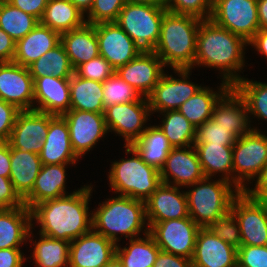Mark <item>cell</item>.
Here are the masks:
<instances>
[{
  "label": "cell",
  "mask_w": 267,
  "mask_h": 267,
  "mask_svg": "<svg viewBox=\"0 0 267 267\" xmlns=\"http://www.w3.org/2000/svg\"><path fill=\"white\" fill-rule=\"evenodd\" d=\"M92 188L84 185L71 194L34 205L30 209L31 219L39 224V233L71 242L89 232L92 213L89 214L88 202Z\"/></svg>",
  "instance_id": "obj_1"
},
{
  "label": "cell",
  "mask_w": 267,
  "mask_h": 267,
  "mask_svg": "<svg viewBox=\"0 0 267 267\" xmlns=\"http://www.w3.org/2000/svg\"><path fill=\"white\" fill-rule=\"evenodd\" d=\"M246 44L244 38L216 25L211 19L202 20L197 32L194 66L217 68L223 73V81L234 86L243 78L237 71L245 65Z\"/></svg>",
  "instance_id": "obj_2"
},
{
  "label": "cell",
  "mask_w": 267,
  "mask_h": 267,
  "mask_svg": "<svg viewBox=\"0 0 267 267\" xmlns=\"http://www.w3.org/2000/svg\"><path fill=\"white\" fill-rule=\"evenodd\" d=\"M201 21L191 15L169 11L164 13L160 38L153 50L164 66L170 65L173 70L194 68L197 32Z\"/></svg>",
  "instance_id": "obj_3"
},
{
  "label": "cell",
  "mask_w": 267,
  "mask_h": 267,
  "mask_svg": "<svg viewBox=\"0 0 267 267\" xmlns=\"http://www.w3.org/2000/svg\"><path fill=\"white\" fill-rule=\"evenodd\" d=\"M145 202L128 196L107 199L96 211H92V229L110 239L116 245L118 234L133 239L148 227Z\"/></svg>",
  "instance_id": "obj_4"
},
{
  "label": "cell",
  "mask_w": 267,
  "mask_h": 267,
  "mask_svg": "<svg viewBox=\"0 0 267 267\" xmlns=\"http://www.w3.org/2000/svg\"><path fill=\"white\" fill-rule=\"evenodd\" d=\"M124 148L133 157L113 162L108 175L110 187L119 195L145 202L162 183L160 171L146 164L133 146Z\"/></svg>",
  "instance_id": "obj_5"
},
{
  "label": "cell",
  "mask_w": 267,
  "mask_h": 267,
  "mask_svg": "<svg viewBox=\"0 0 267 267\" xmlns=\"http://www.w3.org/2000/svg\"><path fill=\"white\" fill-rule=\"evenodd\" d=\"M190 186L193 188L186 191L188 213L200 228H207L228 213L234 198L241 192L222 178L211 182V177H204Z\"/></svg>",
  "instance_id": "obj_6"
},
{
  "label": "cell",
  "mask_w": 267,
  "mask_h": 267,
  "mask_svg": "<svg viewBox=\"0 0 267 267\" xmlns=\"http://www.w3.org/2000/svg\"><path fill=\"white\" fill-rule=\"evenodd\" d=\"M165 5L125 3L116 23L143 50L153 51L160 38Z\"/></svg>",
  "instance_id": "obj_7"
},
{
  "label": "cell",
  "mask_w": 267,
  "mask_h": 267,
  "mask_svg": "<svg viewBox=\"0 0 267 267\" xmlns=\"http://www.w3.org/2000/svg\"><path fill=\"white\" fill-rule=\"evenodd\" d=\"M266 164L267 135L260 133L258 128H253L233 145V184L244 192L247 189L245 181L256 179Z\"/></svg>",
  "instance_id": "obj_8"
},
{
  "label": "cell",
  "mask_w": 267,
  "mask_h": 267,
  "mask_svg": "<svg viewBox=\"0 0 267 267\" xmlns=\"http://www.w3.org/2000/svg\"><path fill=\"white\" fill-rule=\"evenodd\" d=\"M210 19L247 42L260 29L257 0H213Z\"/></svg>",
  "instance_id": "obj_9"
},
{
  "label": "cell",
  "mask_w": 267,
  "mask_h": 267,
  "mask_svg": "<svg viewBox=\"0 0 267 267\" xmlns=\"http://www.w3.org/2000/svg\"><path fill=\"white\" fill-rule=\"evenodd\" d=\"M148 227L161 251L192 259L200 227L190 216L148 223Z\"/></svg>",
  "instance_id": "obj_10"
},
{
  "label": "cell",
  "mask_w": 267,
  "mask_h": 267,
  "mask_svg": "<svg viewBox=\"0 0 267 267\" xmlns=\"http://www.w3.org/2000/svg\"><path fill=\"white\" fill-rule=\"evenodd\" d=\"M150 115L148 99L142 96L137 101L108 106L104 111L108 132L123 136L125 145H132L142 136Z\"/></svg>",
  "instance_id": "obj_11"
},
{
  "label": "cell",
  "mask_w": 267,
  "mask_h": 267,
  "mask_svg": "<svg viewBox=\"0 0 267 267\" xmlns=\"http://www.w3.org/2000/svg\"><path fill=\"white\" fill-rule=\"evenodd\" d=\"M231 211L239 223L242 245L267 246V202L240 192Z\"/></svg>",
  "instance_id": "obj_12"
},
{
  "label": "cell",
  "mask_w": 267,
  "mask_h": 267,
  "mask_svg": "<svg viewBox=\"0 0 267 267\" xmlns=\"http://www.w3.org/2000/svg\"><path fill=\"white\" fill-rule=\"evenodd\" d=\"M174 72L182 79L163 73L147 97L152 114L156 111L162 113L168 110H177L202 87L187 80L191 72L190 69H174Z\"/></svg>",
  "instance_id": "obj_13"
},
{
  "label": "cell",
  "mask_w": 267,
  "mask_h": 267,
  "mask_svg": "<svg viewBox=\"0 0 267 267\" xmlns=\"http://www.w3.org/2000/svg\"><path fill=\"white\" fill-rule=\"evenodd\" d=\"M99 55L104 57L115 71L135 59L142 49L116 23L95 24Z\"/></svg>",
  "instance_id": "obj_14"
},
{
  "label": "cell",
  "mask_w": 267,
  "mask_h": 267,
  "mask_svg": "<svg viewBox=\"0 0 267 267\" xmlns=\"http://www.w3.org/2000/svg\"><path fill=\"white\" fill-rule=\"evenodd\" d=\"M62 116L69 127L72 149L79 158L108 132L104 113L70 109Z\"/></svg>",
  "instance_id": "obj_15"
},
{
  "label": "cell",
  "mask_w": 267,
  "mask_h": 267,
  "mask_svg": "<svg viewBox=\"0 0 267 267\" xmlns=\"http://www.w3.org/2000/svg\"><path fill=\"white\" fill-rule=\"evenodd\" d=\"M0 99L19 110H34V85L28 67L0 63Z\"/></svg>",
  "instance_id": "obj_16"
},
{
  "label": "cell",
  "mask_w": 267,
  "mask_h": 267,
  "mask_svg": "<svg viewBox=\"0 0 267 267\" xmlns=\"http://www.w3.org/2000/svg\"><path fill=\"white\" fill-rule=\"evenodd\" d=\"M49 114L36 110L20 111L11 131L8 143L11 148L40 154L48 135Z\"/></svg>",
  "instance_id": "obj_17"
},
{
  "label": "cell",
  "mask_w": 267,
  "mask_h": 267,
  "mask_svg": "<svg viewBox=\"0 0 267 267\" xmlns=\"http://www.w3.org/2000/svg\"><path fill=\"white\" fill-rule=\"evenodd\" d=\"M116 246L91 229L70 242L69 267H104L115 257Z\"/></svg>",
  "instance_id": "obj_18"
},
{
  "label": "cell",
  "mask_w": 267,
  "mask_h": 267,
  "mask_svg": "<svg viewBox=\"0 0 267 267\" xmlns=\"http://www.w3.org/2000/svg\"><path fill=\"white\" fill-rule=\"evenodd\" d=\"M162 60L153 51L141 53L115 72L142 97H148L164 73Z\"/></svg>",
  "instance_id": "obj_19"
},
{
  "label": "cell",
  "mask_w": 267,
  "mask_h": 267,
  "mask_svg": "<svg viewBox=\"0 0 267 267\" xmlns=\"http://www.w3.org/2000/svg\"><path fill=\"white\" fill-rule=\"evenodd\" d=\"M160 177L163 183L176 187H187L203 179L205 176L194 146L172 148L160 169Z\"/></svg>",
  "instance_id": "obj_20"
},
{
  "label": "cell",
  "mask_w": 267,
  "mask_h": 267,
  "mask_svg": "<svg viewBox=\"0 0 267 267\" xmlns=\"http://www.w3.org/2000/svg\"><path fill=\"white\" fill-rule=\"evenodd\" d=\"M180 187L161 183L145 201L148 223L189 217L186 192Z\"/></svg>",
  "instance_id": "obj_21"
},
{
  "label": "cell",
  "mask_w": 267,
  "mask_h": 267,
  "mask_svg": "<svg viewBox=\"0 0 267 267\" xmlns=\"http://www.w3.org/2000/svg\"><path fill=\"white\" fill-rule=\"evenodd\" d=\"M191 260L193 267H237V249L208 228H200Z\"/></svg>",
  "instance_id": "obj_22"
},
{
  "label": "cell",
  "mask_w": 267,
  "mask_h": 267,
  "mask_svg": "<svg viewBox=\"0 0 267 267\" xmlns=\"http://www.w3.org/2000/svg\"><path fill=\"white\" fill-rule=\"evenodd\" d=\"M248 108L244 98L231 86L215 103L211 119L228 128L238 139L253 128L249 127Z\"/></svg>",
  "instance_id": "obj_23"
},
{
  "label": "cell",
  "mask_w": 267,
  "mask_h": 267,
  "mask_svg": "<svg viewBox=\"0 0 267 267\" xmlns=\"http://www.w3.org/2000/svg\"><path fill=\"white\" fill-rule=\"evenodd\" d=\"M34 110L51 115L62 116L70 110L69 78L44 76L33 78Z\"/></svg>",
  "instance_id": "obj_24"
},
{
  "label": "cell",
  "mask_w": 267,
  "mask_h": 267,
  "mask_svg": "<svg viewBox=\"0 0 267 267\" xmlns=\"http://www.w3.org/2000/svg\"><path fill=\"white\" fill-rule=\"evenodd\" d=\"M42 164H75L79 158L72 149L69 127L63 116L49 114V129L39 154Z\"/></svg>",
  "instance_id": "obj_25"
},
{
  "label": "cell",
  "mask_w": 267,
  "mask_h": 267,
  "mask_svg": "<svg viewBox=\"0 0 267 267\" xmlns=\"http://www.w3.org/2000/svg\"><path fill=\"white\" fill-rule=\"evenodd\" d=\"M67 165L68 164H42L32 191L23 199L24 205L28 209L44 201L67 195L65 191V166Z\"/></svg>",
  "instance_id": "obj_26"
},
{
  "label": "cell",
  "mask_w": 267,
  "mask_h": 267,
  "mask_svg": "<svg viewBox=\"0 0 267 267\" xmlns=\"http://www.w3.org/2000/svg\"><path fill=\"white\" fill-rule=\"evenodd\" d=\"M61 42V35L47 26L38 25L16 42L13 62L28 67Z\"/></svg>",
  "instance_id": "obj_27"
},
{
  "label": "cell",
  "mask_w": 267,
  "mask_h": 267,
  "mask_svg": "<svg viewBox=\"0 0 267 267\" xmlns=\"http://www.w3.org/2000/svg\"><path fill=\"white\" fill-rule=\"evenodd\" d=\"M32 222L31 210L25 205L0 209V249L20 248L31 238Z\"/></svg>",
  "instance_id": "obj_28"
},
{
  "label": "cell",
  "mask_w": 267,
  "mask_h": 267,
  "mask_svg": "<svg viewBox=\"0 0 267 267\" xmlns=\"http://www.w3.org/2000/svg\"><path fill=\"white\" fill-rule=\"evenodd\" d=\"M61 43L74 70L81 64L99 56L95 25L83 26L61 34Z\"/></svg>",
  "instance_id": "obj_29"
},
{
  "label": "cell",
  "mask_w": 267,
  "mask_h": 267,
  "mask_svg": "<svg viewBox=\"0 0 267 267\" xmlns=\"http://www.w3.org/2000/svg\"><path fill=\"white\" fill-rule=\"evenodd\" d=\"M10 180L15 191L24 199L33 189L42 162L39 154L10 147Z\"/></svg>",
  "instance_id": "obj_30"
},
{
  "label": "cell",
  "mask_w": 267,
  "mask_h": 267,
  "mask_svg": "<svg viewBox=\"0 0 267 267\" xmlns=\"http://www.w3.org/2000/svg\"><path fill=\"white\" fill-rule=\"evenodd\" d=\"M193 146L205 177L212 178L219 172L222 173V179L233 184V146L216 144H193Z\"/></svg>",
  "instance_id": "obj_31"
},
{
  "label": "cell",
  "mask_w": 267,
  "mask_h": 267,
  "mask_svg": "<svg viewBox=\"0 0 267 267\" xmlns=\"http://www.w3.org/2000/svg\"><path fill=\"white\" fill-rule=\"evenodd\" d=\"M85 17L69 0H48L40 23L61 35L83 26Z\"/></svg>",
  "instance_id": "obj_32"
},
{
  "label": "cell",
  "mask_w": 267,
  "mask_h": 267,
  "mask_svg": "<svg viewBox=\"0 0 267 267\" xmlns=\"http://www.w3.org/2000/svg\"><path fill=\"white\" fill-rule=\"evenodd\" d=\"M70 109L104 113L103 84L85 79L75 73L69 78Z\"/></svg>",
  "instance_id": "obj_33"
},
{
  "label": "cell",
  "mask_w": 267,
  "mask_h": 267,
  "mask_svg": "<svg viewBox=\"0 0 267 267\" xmlns=\"http://www.w3.org/2000/svg\"><path fill=\"white\" fill-rule=\"evenodd\" d=\"M230 87L231 86L223 80L220 88H218V93L209 87H201L177 110L197 128L205 121L211 119L215 103Z\"/></svg>",
  "instance_id": "obj_34"
},
{
  "label": "cell",
  "mask_w": 267,
  "mask_h": 267,
  "mask_svg": "<svg viewBox=\"0 0 267 267\" xmlns=\"http://www.w3.org/2000/svg\"><path fill=\"white\" fill-rule=\"evenodd\" d=\"M131 146L137 150L146 164L154 166L159 171L173 148L158 125L146 127L142 136Z\"/></svg>",
  "instance_id": "obj_35"
},
{
  "label": "cell",
  "mask_w": 267,
  "mask_h": 267,
  "mask_svg": "<svg viewBox=\"0 0 267 267\" xmlns=\"http://www.w3.org/2000/svg\"><path fill=\"white\" fill-rule=\"evenodd\" d=\"M145 238L130 239L129 247L121 248L117 244L116 256L124 267H152L160 251L154 238L149 233V227L144 229Z\"/></svg>",
  "instance_id": "obj_36"
},
{
  "label": "cell",
  "mask_w": 267,
  "mask_h": 267,
  "mask_svg": "<svg viewBox=\"0 0 267 267\" xmlns=\"http://www.w3.org/2000/svg\"><path fill=\"white\" fill-rule=\"evenodd\" d=\"M28 69L32 78H70L74 74V68L61 42L30 64Z\"/></svg>",
  "instance_id": "obj_37"
},
{
  "label": "cell",
  "mask_w": 267,
  "mask_h": 267,
  "mask_svg": "<svg viewBox=\"0 0 267 267\" xmlns=\"http://www.w3.org/2000/svg\"><path fill=\"white\" fill-rule=\"evenodd\" d=\"M40 239L35 245L32 257L39 267H66L69 266L70 242L54 239L39 234Z\"/></svg>",
  "instance_id": "obj_38"
},
{
  "label": "cell",
  "mask_w": 267,
  "mask_h": 267,
  "mask_svg": "<svg viewBox=\"0 0 267 267\" xmlns=\"http://www.w3.org/2000/svg\"><path fill=\"white\" fill-rule=\"evenodd\" d=\"M160 114L164 119L162 118V124L158 127L173 148L188 147L194 144L196 128L184 115L178 110H168Z\"/></svg>",
  "instance_id": "obj_39"
},
{
  "label": "cell",
  "mask_w": 267,
  "mask_h": 267,
  "mask_svg": "<svg viewBox=\"0 0 267 267\" xmlns=\"http://www.w3.org/2000/svg\"><path fill=\"white\" fill-rule=\"evenodd\" d=\"M40 21L9 2L0 4V28L15 42L24 38Z\"/></svg>",
  "instance_id": "obj_40"
},
{
  "label": "cell",
  "mask_w": 267,
  "mask_h": 267,
  "mask_svg": "<svg viewBox=\"0 0 267 267\" xmlns=\"http://www.w3.org/2000/svg\"><path fill=\"white\" fill-rule=\"evenodd\" d=\"M233 87L244 98L249 115L267 120V83L242 78Z\"/></svg>",
  "instance_id": "obj_41"
},
{
  "label": "cell",
  "mask_w": 267,
  "mask_h": 267,
  "mask_svg": "<svg viewBox=\"0 0 267 267\" xmlns=\"http://www.w3.org/2000/svg\"><path fill=\"white\" fill-rule=\"evenodd\" d=\"M103 103L105 108L114 104L137 101L140 94L116 72L103 83Z\"/></svg>",
  "instance_id": "obj_42"
},
{
  "label": "cell",
  "mask_w": 267,
  "mask_h": 267,
  "mask_svg": "<svg viewBox=\"0 0 267 267\" xmlns=\"http://www.w3.org/2000/svg\"><path fill=\"white\" fill-rule=\"evenodd\" d=\"M237 138L228 128L215 123L212 119L205 121L196 128L194 144H216L221 146H233Z\"/></svg>",
  "instance_id": "obj_43"
},
{
  "label": "cell",
  "mask_w": 267,
  "mask_h": 267,
  "mask_svg": "<svg viewBox=\"0 0 267 267\" xmlns=\"http://www.w3.org/2000/svg\"><path fill=\"white\" fill-rule=\"evenodd\" d=\"M207 228L234 248L239 249L242 246L239 223L231 210Z\"/></svg>",
  "instance_id": "obj_44"
},
{
  "label": "cell",
  "mask_w": 267,
  "mask_h": 267,
  "mask_svg": "<svg viewBox=\"0 0 267 267\" xmlns=\"http://www.w3.org/2000/svg\"><path fill=\"white\" fill-rule=\"evenodd\" d=\"M213 0H166L165 8L167 11L191 15L201 20L210 19L212 14Z\"/></svg>",
  "instance_id": "obj_45"
},
{
  "label": "cell",
  "mask_w": 267,
  "mask_h": 267,
  "mask_svg": "<svg viewBox=\"0 0 267 267\" xmlns=\"http://www.w3.org/2000/svg\"><path fill=\"white\" fill-rule=\"evenodd\" d=\"M125 3V0H94L92 8L87 14L86 23L95 25L116 22Z\"/></svg>",
  "instance_id": "obj_46"
},
{
  "label": "cell",
  "mask_w": 267,
  "mask_h": 267,
  "mask_svg": "<svg viewBox=\"0 0 267 267\" xmlns=\"http://www.w3.org/2000/svg\"><path fill=\"white\" fill-rule=\"evenodd\" d=\"M74 73L85 79H90L103 83L107 78L115 73V69L102 56H98L79 65Z\"/></svg>",
  "instance_id": "obj_47"
},
{
  "label": "cell",
  "mask_w": 267,
  "mask_h": 267,
  "mask_svg": "<svg viewBox=\"0 0 267 267\" xmlns=\"http://www.w3.org/2000/svg\"><path fill=\"white\" fill-rule=\"evenodd\" d=\"M237 267H267V246L242 245L237 249Z\"/></svg>",
  "instance_id": "obj_48"
},
{
  "label": "cell",
  "mask_w": 267,
  "mask_h": 267,
  "mask_svg": "<svg viewBox=\"0 0 267 267\" xmlns=\"http://www.w3.org/2000/svg\"><path fill=\"white\" fill-rule=\"evenodd\" d=\"M20 111L15 105L0 99V142H8Z\"/></svg>",
  "instance_id": "obj_49"
},
{
  "label": "cell",
  "mask_w": 267,
  "mask_h": 267,
  "mask_svg": "<svg viewBox=\"0 0 267 267\" xmlns=\"http://www.w3.org/2000/svg\"><path fill=\"white\" fill-rule=\"evenodd\" d=\"M24 206L23 199L15 191L10 178L0 176V209Z\"/></svg>",
  "instance_id": "obj_50"
},
{
  "label": "cell",
  "mask_w": 267,
  "mask_h": 267,
  "mask_svg": "<svg viewBox=\"0 0 267 267\" xmlns=\"http://www.w3.org/2000/svg\"><path fill=\"white\" fill-rule=\"evenodd\" d=\"M13 6L41 20L48 0H9Z\"/></svg>",
  "instance_id": "obj_51"
},
{
  "label": "cell",
  "mask_w": 267,
  "mask_h": 267,
  "mask_svg": "<svg viewBox=\"0 0 267 267\" xmlns=\"http://www.w3.org/2000/svg\"><path fill=\"white\" fill-rule=\"evenodd\" d=\"M152 267H193V264L189 258L160 250Z\"/></svg>",
  "instance_id": "obj_52"
},
{
  "label": "cell",
  "mask_w": 267,
  "mask_h": 267,
  "mask_svg": "<svg viewBox=\"0 0 267 267\" xmlns=\"http://www.w3.org/2000/svg\"><path fill=\"white\" fill-rule=\"evenodd\" d=\"M21 248L0 249V267H22L27 260Z\"/></svg>",
  "instance_id": "obj_53"
},
{
  "label": "cell",
  "mask_w": 267,
  "mask_h": 267,
  "mask_svg": "<svg viewBox=\"0 0 267 267\" xmlns=\"http://www.w3.org/2000/svg\"><path fill=\"white\" fill-rule=\"evenodd\" d=\"M254 189H247L244 192L251 198L267 202V164L257 176Z\"/></svg>",
  "instance_id": "obj_54"
},
{
  "label": "cell",
  "mask_w": 267,
  "mask_h": 267,
  "mask_svg": "<svg viewBox=\"0 0 267 267\" xmlns=\"http://www.w3.org/2000/svg\"><path fill=\"white\" fill-rule=\"evenodd\" d=\"M16 42L0 28V63L13 62Z\"/></svg>",
  "instance_id": "obj_55"
},
{
  "label": "cell",
  "mask_w": 267,
  "mask_h": 267,
  "mask_svg": "<svg viewBox=\"0 0 267 267\" xmlns=\"http://www.w3.org/2000/svg\"><path fill=\"white\" fill-rule=\"evenodd\" d=\"M10 145L8 142H0V176L10 177Z\"/></svg>",
  "instance_id": "obj_56"
},
{
  "label": "cell",
  "mask_w": 267,
  "mask_h": 267,
  "mask_svg": "<svg viewBox=\"0 0 267 267\" xmlns=\"http://www.w3.org/2000/svg\"><path fill=\"white\" fill-rule=\"evenodd\" d=\"M248 45L253 46L260 54L267 58V29H259L257 33L248 41Z\"/></svg>",
  "instance_id": "obj_57"
},
{
  "label": "cell",
  "mask_w": 267,
  "mask_h": 267,
  "mask_svg": "<svg viewBox=\"0 0 267 267\" xmlns=\"http://www.w3.org/2000/svg\"><path fill=\"white\" fill-rule=\"evenodd\" d=\"M257 13L260 29H267V0H257Z\"/></svg>",
  "instance_id": "obj_58"
},
{
  "label": "cell",
  "mask_w": 267,
  "mask_h": 267,
  "mask_svg": "<svg viewBox=\"0 0 267 267\" xmlns=\"http://www.w3.org/2000/svg\"><path fill=\"white\" fill-rule=\"evenodd\" d=\"M84 15L88 14L93 6L94 0H69Z\"/></svg>",
  "instance_id": "obj_59"
},
{
  "label": "cell",
  "mask_w": 267,
  "mask_h": 267,
  "mask_svg": "<svg viewBox=\"0 0 267 267\" xmlns=\"http://www.w3.org/2000/svg\"><path fill=\"white\" fill-rule=\"evenodd\" d=\"M127 3L148 4V5H165L166 0H125Z\"/></svg>",
  "instance_id": "obj_60"
},
{
  "label": "cell",
  "mask_w": 267,
  "mask_h": 267,
  "mask_svg": "<svg viewBox=\"0 0 267 267\" xmlns=\"http://www.w3.org/2000/svg\"><path fill=\"white\" fill-rule=\"evenodd\" d=\"M104 267H124L119 258L115 255V257Z\"/></svg>",
  "instance_id": "obj_61"
},
{
  "label": "cell",
  "mask_w": 267,
  "mask_h": 267,
  "mask_svg": "<svg viewBox=\"0 0 267 267\" xmlns=\"http://www.w3.org/2000/svg\"><path fill=\"white\" fill-rule=\"evenodd\" d=\"M9 0H0V4L1 3H6V2H8Z\"/></svg>",
  "instance_id": "obj_62"
}]
</instances>
